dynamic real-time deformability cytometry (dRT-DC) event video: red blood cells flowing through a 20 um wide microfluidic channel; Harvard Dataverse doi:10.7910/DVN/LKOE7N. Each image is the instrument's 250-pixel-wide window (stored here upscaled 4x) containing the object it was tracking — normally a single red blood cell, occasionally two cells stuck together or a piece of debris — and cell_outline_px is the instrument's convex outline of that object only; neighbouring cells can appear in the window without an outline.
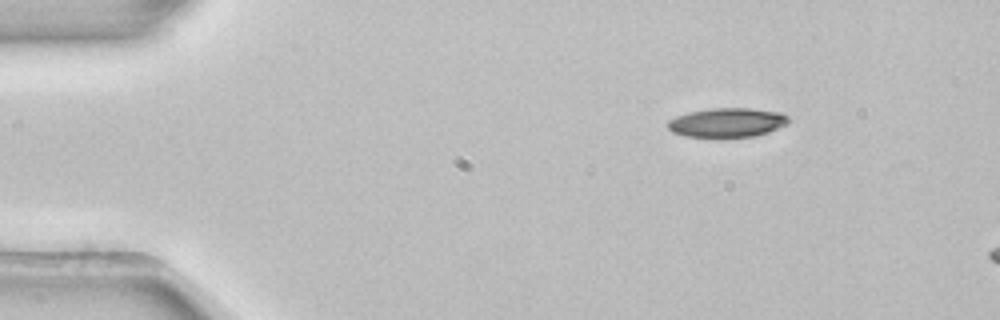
{"species": "common noctule bat (a hibernating species)", "species_latin": "Nyctalus noctula", "temperature_condition": "room temperature", "stored_images_in_passage": 5, "segment_of_instrument_passage": [2, 2], "camera_frame_rate_fps": 3000, "um_per_image_px": 0.085, "animal": {"sex": "female", "body_mass_g": 22.7, "forearm_length_mm": 54.2}, "frame": {"image": 1, "passage_image": 5, "time_ms": 1.333, "image_size_px": [1000, 320], "cell_outline_px": [[788, 124], [768, 132], [752, 136], [684, 136], [672, 132], [668, 128], [668, 120], [676, 116], [688, 112], [712, 108], [752, 108], [780, 112], [788, 116]], "centroid_in_image_um": [61.81, 10.39], "position_along_channel_um": 23.2, "area_um2": 20.35}}